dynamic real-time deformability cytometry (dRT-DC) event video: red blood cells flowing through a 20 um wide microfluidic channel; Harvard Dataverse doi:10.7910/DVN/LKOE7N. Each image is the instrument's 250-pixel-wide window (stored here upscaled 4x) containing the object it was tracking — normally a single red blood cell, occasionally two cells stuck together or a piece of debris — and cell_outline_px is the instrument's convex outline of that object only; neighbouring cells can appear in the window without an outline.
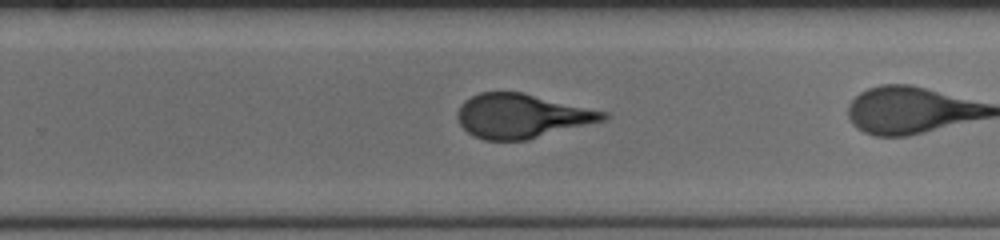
{"species": "human", "species_latin": "Homo sapiens", "temperature_condition": "cold", "stored_images_in_passage": 25, "camera_frame_rate_fps": 3000, "um_per_image_px": 0.085, "donor": {"sex": "female"}, "frame": {"image": 1, "passage_image": 18, "time_ms": 5.667, "image_size_px": [1000, 240], "cell_outline_px": [[608, 116], [604, 120], [528, 140], [484, 140], [468, 132], [460, 124], [456, 116], [456, 112], [460, 104], [464, 100], [480, 92], [524, 92], [608, 112]], "centroid_in_image_um": [44.33, 9.85], "position_along_channel_um": 285.5, "area_um2": 37.57}}